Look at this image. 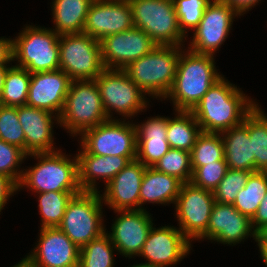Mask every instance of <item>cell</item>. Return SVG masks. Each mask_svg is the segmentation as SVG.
<instances>
[{"instance_id":"6da1fadb","label":"cell","mask_w":267,"mask_h":267,"mask_svg":"<svg viewBox=\"0 0 267 267\" xmlns=\"http://www.w3.org/2000/svg\"><path fill=\"white\" fill-rule=\"evenodd\" d=\"M257 104L222 76L191 112L202 132L222 133L242 124Z\"/></svg>"},{"instance_id":"7a4b0ae2","label":"cell","mask_w":267,"mask_h":267,"mask_svg":"<svg viewBox=\"0 0 267 267\" xmlns=\"http://www.w3.org/2000/svg\"><path fill=\"white\" fill-rule=\"evenodd\" d=\"M181 49L173 86L165 99L173 102L175 111H192L216 83L219 74L212 55Z\"/></svg>"},{"instance_id":"3957f363","label":"cell","mask_w":267,"mask_h":267,"mask_svg":"<svg viewBox=\"0 0 267 267\" xmlns=\"http://www.w3.org/2000/svg\"><path fill=\"white\" fill-rule=\"evenodd\" d=\"M28 157L38 159V163L23 171L18 191L27 187L35 193L42 192H82L78 183V160L71 159L62 151L33 153ZM67 156V157H66Z\"/></svg>"},{"instance_id":"277c9868","label":"cell","mask_w":267,"mask_h":267,"mask_svg":"<svg viewBox=\"0 0 267 267\" xmlns=\"http://www.w3.org/2000/svg\"><path fill=\"white\" fill-rule=\"evenodd\" d=\"M181 49L182 46L156 45L124 70L144 94L165 100L174 83Z\"/></svg>"},{"instance_id":"5b68a950","label":"cell","mask_w":267,"mask_h":267,"mask_svg":"<svg viewBox=\"0 0 267 267\" xmlns=\"http://www.w3.org/2000/svg\"><path fill=\"white\" fill-rule=\"evenodd\" d=\"M108 120L95 79L73 80L59 116V126L74 137Z\"/></svg>"},{"instance_id":"8992f818","label":"cell","mask_w":267,"mask_h":267,"mask_svg":"<svg viewBox=\"0 0 267 267\" xmlns=\"http://www.w3.org/2000/svg\"><path fill=\"white\" fill-rule=\"evenodd\" d=\"M59 36L50 28L25 26L12 40V61L30 73L59 69Z\"/></svg>"},{"instance_id":"52a82bcc","label":"cell","mask_w":267,"mask_h":267,"mask_svg":"<svg viewBox=\"0 0 267 267\" xmlns=\"http://www.w3.org/2000/svg\"><path fill=\"white\" fill-rule=\"evenodd\" d=\"M134 26L149 35L156 45L183 46L186 37L179 26L173 0H128ZM185 38V39H184Z\"/></svg>"},{"instance_id":"ba28073f","label":"cell","mask_w":267,"mask_h":267,"mask_svg":"<svg viewBox=\"0 0 267 267\" xmlns=\"http://www.w3.org/2000/svg\"><path fill=\"white\" fill-rule=\"evenodd\" d=\"M102 206L100 191H82L68 202L58 227L81 248L106 232Z\"/></svg>"},{"instance_id":"9c48e42d","label":"cell","mask_w":267,"mask_h":267,"mask_svg":"<svg viewBox=\"0 0 267 267\" xmlns=\"http://www.w3.org/2000/svg\"><path fill=\"white\" fill-rule=\"evenodd\" d=\"M59 69L72 81L96 79L105 69L100 41L84 33L60 35Z\"/></svg>"},{"instance_id":"30bf717a","label":"cell","mask_w":267,"mask_h":267,"mask_svg":"<svg viewBox=\"0 0 267 267\" xmlns=\"http://www.w3.org/2000/svg\"><path fill=\"white\" fill-rule=\"evenodd\" d=\"M108 119L113 112L124 118L143 112L149 105L146 94L130 79L124 69L105 68L95 79ZM148 102V103H147Z\"/></svg>"},{"instance_id":"8fae6325","label":"cell","mask_w":267,"mask_h":267,"mask_svg":"<svg viewBox=\"0 0 267 267\" xmlns=\"http://www.w3.org/2000/svg\"><path fill=\"white\" fill-rule=\"evenodd\" d=\"M80 136V147L89 154L136 157V127L129 120L109 119L86 129Z\"/></svg>"},{"instance_id":"7c38bea8","label":"cell","mask_w":267,"mask_h":267,"mask_svg":"<svg viewBox=\"0 0 267 267\" xmlns=\"http://www.w3.org/2000/svg\"><path fill=\"white\" fill-rule=\"evenodd\" d=\"M214 203L212 191L191 182L182 184L174 205L179 229L189 241L198 240L206 232Z\"/></svg>"},{"instance_id":"4fadbf2b","label":"cell","mask_w":267,"mask_h":267,"mask_svg":"<svg viewBox=\"0 0 267 267\" xmlns=\"http://www.w3.org/2000/svg\"><path fill=\"white\" fill-rule=\"evenodd\" d=\"M241 16L235 9L219 0H213L205 9L188 49L214 56L229 35L234 18Z\"/></svg>"},{"instance_id":"5bb4252c","label":"cell","mask_w":267,"mask_h":267,"mask_svg":"<svg viewBox=\"0 0 267 267\" xmlns=\"http://www.w3.org/2000/svg\"><path fill=\"white\" fill-rule=\"evenodd\" d=\"M103 66L109 69H124L131 62L149 54L156 44L139 28L109 35L100 40Z\"/></svg>"},{"instance_id":"9a60e30c","label":"cell","mask_w":267,"mask_h":267,"mask_svg":"<svg viewBox=\"0 0 267 267\" xmlns=\"http://www.w3.org/2000/svg\"><path fill=\"white\" fill-rule=\"evenodd\" d=\"M191 241L174 226H152L139 256L146 259L140 263L152 267H167L182 261L190 253Z\"/></svg>"},{"instance_id":"2e32d148","label":"cell","mask_w":267,"mask_h":267,"mask_svg":"<svg viewBox=\"0 0 267 267\" xmlns=\"http://www.w3.org/2000/svg\"><path fill=\"white\" fill-rule=\"evenodd\" d=\"M134 27L128 0H94L87 12L82 33L100 41Z\"/></svg>"},{"instance_id":"e0dca14e","label":"cell","mask_w":267,"mask_h":267,"mask_svg":"<svg viewBox=\"0 0 267 267\" xmlns=\"http://www.w3.org/2000/svg\"><path fill=\"white\" fill-rule=\"evenodd\" d=\"M39 234L26 256L35 267H79L80 248L59 227L41 228Z\"/></svg>"},{"instance_id":"ac0fdd59","label":"cell","mask_w":267,"mask_h":267,"mask_svg":"<svg viewBox=\"0 0 267 267\" xmlns=\"http://www.w3.org/2000/svg\"><path fill=\"white\" fill-rule=\"evenodd\" d=\"M109 236L120 255L139 256L153 226L151 215L142 210H118Z\"/></svg>"},{"instance_id":"d6986e66","label":"cell","mask_w":267,"mask_h":267,"mask_svg":"<svg viewBox=\"0 0 267 267\" xmlns=\"http://www.w3.org/2000/svg\"><path fill=\"white\" fill-rule=\"evenodd\" d=\"M257 241V233L251 219L239 212L232 204L215 202L206 232L198 239H207L236 245L249 237Z\"/></svg>"},{"instance_id":"ffe728a7","label":"cell","mask_w":267,"mask_h":267,"mask_svg":"<svg viewBox=\"0 0 267 267\" xmlns=\"http://www.w3.org/2000/svg\"><path fill=\"white\" fill-rule=\"evenodd\" d=\"M72 80L60 69L31 73L26 105L59 117Z\"/></svg>"},{"instance_id":"44dd1931","label":"cell","mask_w":267,"mask_h":267,"mask_svg":"<svg viewBox=\"0 0 267 267\" xmlns=\"http://www.w3.org/2000/svg\"><path fill=\"white\" fill-rule=\"evenodd\" d=\"M146 166L138 160L130 161L100 194L104 204L118 210L140 209V187Z\"/></svg>"},{"instance_id":"7402d4cb","label":"cell","mask_w":267,"mask_h":267,"mask_svg":"<svg viewBox=\"0 0 267 267\" xmlns=\"http://www.w3.org/2000/svg\"><path fill=\"white\" fill-rule=\"evenodd\" d=\"M17 114L25 134V153L27 155L57 151L54 147L52 129L54 121H57L55 123L59 125V117L28 105L17 106Z\"/></svg>"},{"instance_id":"603a6c76","label":"cell","mask_w":267,"mask_h":267,"mask_svg":"<svg viewBox=\"0 0 267 267\" xmlns=\"http://www.w3.org/2000/svg\"><path fill=\"white\" fill-rule=\"evenodd\" d=\"M76 154L78 183L82 191L97 192L96 180H104L105 186L136 157L100 156L87 153L82 147Z\"/></svg>"},{"instance_id":"cb8c5ba5","label":"cell","mask_w":267,"mask_h":267,"mask_svg":"<svg viewBox=\"0 0 267 267\" xmlns=\"http://www.w3.org/2000/svg\"><path fill=\"white\" fill-rule=\"evenodd\" d=\"M136 127V160L152 167L170 149L167 141L168 117L155 116Z\"/></svg>"},{"instance_id":"d4e9b609","label":"cell","mask_w":267,"mask_h":267,"mask_svg":"<svg viewBox=\"0 0 267 267\" xmlns=\"http://www.w3.org/2000/svg\"><path fill=\"white\" fill-rule=\"evenodd\" d=\"M220 134L228 169L255 172V157L252 155V142L248 133V115L242 124Z\"/></svg>"},{"instance_id":"484cf974","label":"cell","mask_w":267,"mask_h":267,"mask_svg":"<svg viewBox=\"0 0 267 267\" xmlns=\"http://www.w3.org/2000/svg\"><path fill=\"white\" fill-rule=\"evenodd\" d=\"M182 182L168 174L146 167L140 187V209L147 202L157 204H175Z\"/></svg>"},{"instance_id":"4316f807","label":"cell","mask_w":267,"mask_h":267,"mask_svg":"<svg viewBox=\"0 0 267 267\" xmlns=\"http://www.w3.org/2000/svg\"><path fill=\"white\" fill-rule=\"evenodd\" d=\"M94 0H53L51 11L57 34L82 33L87 12Z\"/></svg>"},{"instance_id":"83f0119b","label":"cell","mask_w":267,"mask_h":267,"mask_svg":"<svg viewBox=\"0 0 267 267\" xmlns=\"http://www.w3.org/2000/svg\"><path fill=\"white\" fill-rule=\"evenodd\" d=\"M175 112V118L168 117V144L171 148L191 152L198 136L202 133L201 127L191 111Z\"/></svg>"},{"instance_id":"f1b7e54d","label":"cell","mask_w":267,"mask_h":267,"mask_svg":"<svg viewBox=\"0 0 267 267\" xmlns=\"http://www.w3.org/2000/svg\"><path fill=\"white\" fill-rule=\"evenodd\" d=\"M267 192V172H253L232 204L239 212L252 219Z\"/></svg>"},{"instance_id":"f546056e","label":"cell","mask_w":267,"mask_h":267,"mask_svg":"<svg viewBox=\"0 0 267 267\" xmlns=\"http://www.w3.org/2000/svg\"><path fill=\"white\" fill-rule=\"evenodd\" d=\"M248 133L255 157V172H267V115L258 104L248 114Z\"/></svg>"},{"instance_id":"4dcf8cb0","label":"cell","mask_w":267,"mask_h":267,"mask_svg":"<svg viewBox=\"0 0 267 267\" xmlns=\"http://www.w3.org/2000/svg\"><path fill=\"white\" fill-rule=\"evenodd\" d=\"M31 73L25 68L12 65L8 67L0 96L2 105L22 106L27 103Z\"/></svg>"},{"instance_id":"1f68e13d","label":"cell","mask_w":267,"mask_h":267,"mask_svg":"<svg viewBox=\"0 0 267 267\" xmlns=\"http://www.w3.org/2000/svg\"><path fill=\"white\" fill-rule=\"evenodd\" d=\"M81 192H42L38 195L41 227H58L63 219L68 202Z\"/></svg>"},{"instance_id":"d6a6232c","label":"cell","mask_w":267,"mask_h":267,"mask_svg":"<svg viewBox=\"0 0 267 267\" xmlns=\"http://www.w3.org/2000/svg\"><path fill=\"white\" fill-rule=\"evenodd\" d=\"M108 231L80 248L79 267H113V251Z\"/></svg>"},{"instance_id":"836d02e7","label":"cell","mask_w":267,"mask_h":267,"mask_svg":"<svg viewBox=\"0 0 267 267\" xmlns=\"http://www.w3.org/2000/svg\"><path fill=\"white\" fill-rule=\"evenodd\" d=\"M190 154L191 166H204L214 161L225 160L221 134L202 132Z\"/></svg>"},{"instance_id":"e575fe53","label":"cell","mask_w":267,"mask_h":267,"mask_svg":"<svg viewBox=\"0 0 267 267\" xmlns=\"http://www.w3.org/2000/svg\"><path fill=\"white\" fill-rule=\"evenodd\" d=\"M152 167L158 172L179 179L182 183L190 182L193 172L190 152L174 148H171Z\"/></svg>"},{"instance_id":"d590c367","label":"cell","mask_w":267,"mask_h":267,"mask_svg":"<svg viewBox=\"0 0 267 267\" xmlns=\"http://www.w3.org/2000/svg\"><path fill=\"white\" fill-rule=\"evenodd\" d=\"M0 139L25 152V134L18 119L16 106L2 105L0 108Z\"/></svg>"},{"instance_id":"8d00e7d4","label":"cell","mask_w":267,"mask_h":267,"mask_svg":"<svg viewBox=\"0 0 267 267\" xmlns=\"http://www.w3.org/2000/svg\"><path fill=\"white\" fill-rule=\"evenodd\" d=\"M180 30L188 36L187 29L194 30L201 21L205 9L213 0H173Z\"/></svg>"},{"instance_id":"74e56055","label":"cell","mask_w":267,"mask_h":267,"mask_svg":"<svg viewBox=\"0 0 267 267\" xmlns=\"http://www.w3.org/2000/svg\"><path fill=\"white\" fill-rule=\"evenodd\" d=\"M251 173L250 171L228 169L224 178L213 191L215 202L233 204Z\"/></svg>"},{"instance_id":"f35d334b","label":"cell","mask_w":267,"mask_h":267,"mask_svg":"<svg viewBox=\"0 0 267 267\" xmlns=\"http://www.w3.org/2000/svg\"><path fill=\"white\" fill-rule=\"evenodd\" d=\"M192 169L190 182L213 192L227 173L228 165L225 160H218L204 166H192Z\"/></svg>"},{"instance_id":"ab89813d","label":"cell","mask_w":267,"mask_h":267,"mask_svg":"<svg viewBox=\"0 0 267 267\" xmlns=\"http://www.w3.org/2000/svg\"><path fill=\"white\" fill-rule=\"evenodd\" d=\"M25 158L27 154L22 149L0 139V173L12 179L17 185L25 170L19 168Z\"/></svg>"},{"instance_id":"60d3db41","label":"cell","mask_w":267,"mask_h":267,"mask_svg":"<svg viewBox=\"0 0 267 267\" xmlns=\"http://www.w3.org/2000/svg\"><path fill=\"white\" fill-rule=\"evenodd\" d=\"M17 191L18 185L12 179L0 173V212L4 209L9 198Z\"/></svg>"},{"instance_id":"b9f144b4","label":"cell","mask_w":267,"mask_h":267,"mask_svg":"<svg viewBox=\"0 0 267 267\" xmlns=\"http://www.w3.org/2000/svg\"><path fill=\"white\" fill-rule=\"evenodd\" d=\"M252 227L258 233L263 227L267 225V192L260 202V205L251 219Z\"/></svg>"},{"instance_id":"7bdbcfd3","label":"cell","mask_w":267,"mask_h":267,"mask_svg":"<svg viewBox=\"0 0 267 267\" xmlns=\"http://www.w3.org/2000/svg\"><path fill=\"white\" fill-rule=\"evenodd\" d=\"M11 61H12V39L0 37V66H8Z\"/></svg>"},{"instance_id":"ee69618b","label":"cell","mask_w":267,"mask_h":267,"mask_svg":"<svg viewBox=\"0 0 267 267\" xmlns=\"http://www.w3.org/2000/svg\"><path fill=\"white\" fill-rule=\"evenodd\" d=\"M235 9L240 15L251 10L261 0H219Z\"/></svg>"},{"instance_id":"f6af8a7d","label":"cell","mask_w":267,"mask_h":267,"mask_svg":"<svg viewBox=\"0 0 267 267\" xmlns=\"http://www.w3.org/2000/svg\"><path fill=\"white\" fill-rule=\"evenodd\" d=\"M258 246H267V225L257 233Z\"/></svg>"},{"instance_id":"bcb514c9","label":"cell","mask_w":267,"mask_h":267,"mask_svg":"<svg viewBox=\"0 0 267 267\" xmlns=\"http://www.w3.org/2000/svg\"><path fill=\"white\" fill-rule=\"evenodd\" d=\"M9 66H0V96L4 86V79Z\"/></svg>"},{"instance_id":"7dc6e473","label":"cell","mask_w":267,"mask_h":267,"mask_svg":"<svg viewBox=\"0 0 267 267\" xmlns=\"http://www.w3.org/2000/svg\"><path fill=\"white\" fill-rule=\"evenodd\" d=\"M11 267H35L26 257Z\"/></svg>"},{"instance_id":"c3c4849f","label":"cell","mask_w":267,"mask_h":267,"mask_svg":"<svg viewBox=\"0 0 267 267\" xmlns=\"http://www.w3.org/2000/svg\"><path fill=\"white\" fill-rule=\"evenodd\" d=\"M260 251V256L263 259L262 261L267 267V246H258Z\"/></svg>"},{"instance_id":"681fc988","label":"cell","mask_w":267,"mask_h":267,"mask_svg":"<svg viewBox=\"0 0 267 267\" xmlns=\"http://www.w3.org/2000/svg\"><path fill=\"white\" fill-rule=\"evenodd\" d=\"M131 267H152V266H147V265H143V264H134L133 266H131Z\"/></svg>"}]
</instances>
